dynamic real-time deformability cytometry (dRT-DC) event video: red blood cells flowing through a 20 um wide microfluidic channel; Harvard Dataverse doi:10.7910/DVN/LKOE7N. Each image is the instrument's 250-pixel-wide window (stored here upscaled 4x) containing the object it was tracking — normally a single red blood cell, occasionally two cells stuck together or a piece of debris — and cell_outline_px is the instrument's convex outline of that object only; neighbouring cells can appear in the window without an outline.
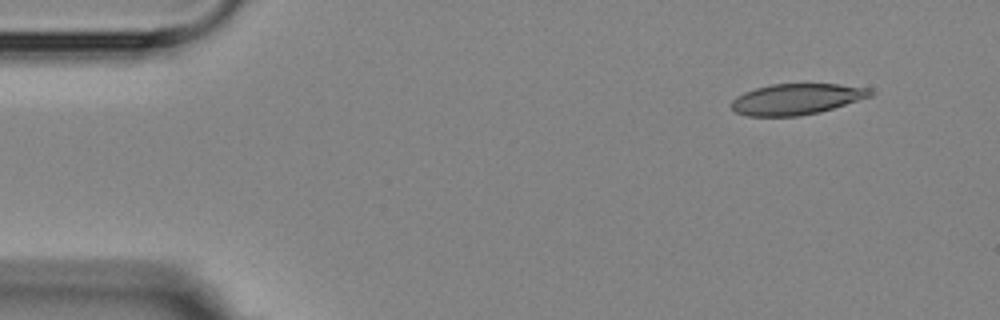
{"species": "Egyptian fruit bat (a non-hibernating species)", "species_latin": "Rousettus aegyptiacus", "temperature_condition": "room temperature", "stored_images_in_passage": 4, "camera_frame_rate_fps": 3000, "um_per_image_px": 0.085, "animal": {"sex": "female"}, "frame": {"image": 1, "passage_image": 1, "time_ms": 0.0, "image_size_px": [1000, 320], "cell_outline_px": [[876, 92], [872, 96], [820, 112], [800, 116], [748, 116], [736, 112], [732, 108], [732, 100], [736, 96], [744, 92], [756, 88], [772, 84], [836, 84], [868, 88]], "centroid_in_image_um": [67.71, 8.43], "position_along_channel_um": 17.3, "area_um2": 24.97}}
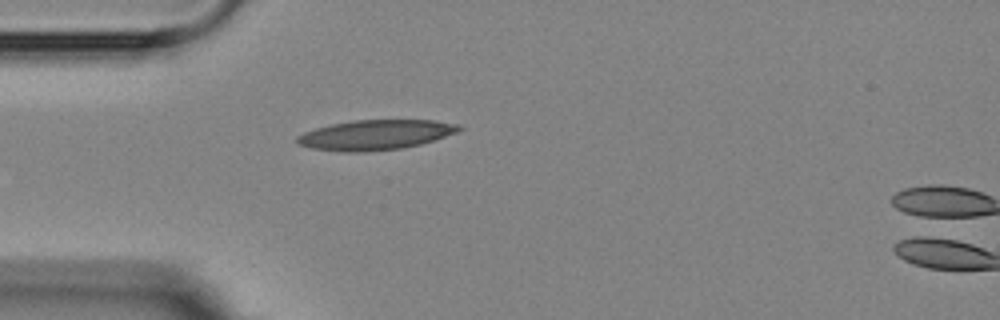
{"frame": {"image": 2, "passage_image": 3, "time_ms": 3.333, "image_size_px": [1000, 320], "cell_outline_px": [[464, 128], [456, 132], [420, 144], [404, 148], [356, 152], [344, 152], [312, 148], [296, 144], [296, 136], [304, 132], [316, 128], [332, 124], [356, 120], [432, 120], [460, 124]], "centroid_in_image_um": [31.89, 11.46], "position_along_channel_um": 53.1, "area_um2": 28.09}}